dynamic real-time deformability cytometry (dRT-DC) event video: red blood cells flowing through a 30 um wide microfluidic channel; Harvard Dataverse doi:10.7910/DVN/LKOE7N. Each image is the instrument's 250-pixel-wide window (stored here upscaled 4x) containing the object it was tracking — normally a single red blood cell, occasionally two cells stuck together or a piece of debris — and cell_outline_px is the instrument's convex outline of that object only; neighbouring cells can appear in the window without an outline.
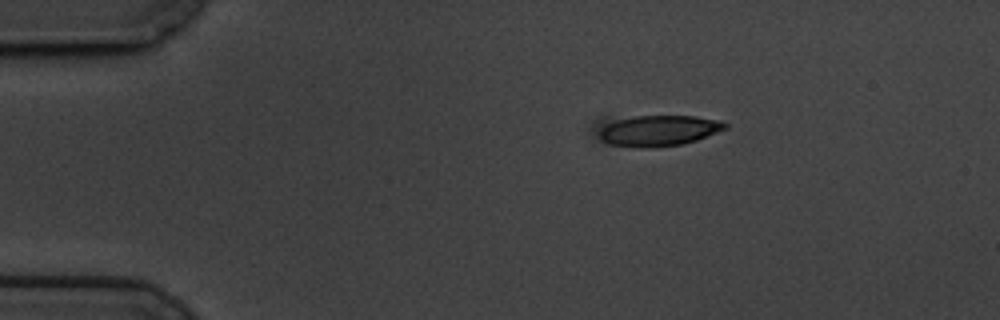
{"species": "common noctule bat (a hibernating species)", "species_latin": "Nyctalus noctula", "temperature_condition": "cold", "stored_images_in_passage": 49, "camera_frame_rate_fps": 3000, "um_per_image_px": 0.085, "animal": {"sex": "male", "body_mass_g": 19.5, "forearm_length_mm": 54.6}, "frame": {"image": 1, "passage_image": 1, "time_ms": 0.0, "image_size_px": [1000, 320], "cell_outline_px": [[728, 128], [696, 140], [684, 144], [640, 148], [608, 144], [596, 140], [588, 132], [588, 128], [600, 116], [696, 116], [720, 120], [728, 124]], "centroid_in_image_um": [55.52, 11.06], "position_along_channel_um": 29.5, "area_um2": 25.09}}
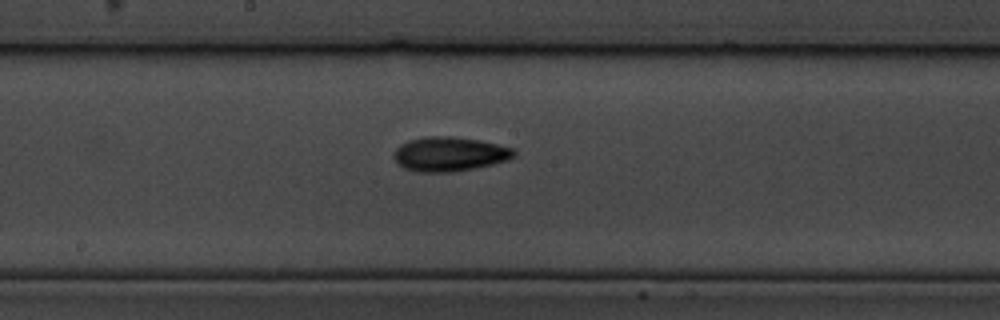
{"frame": {"image": 2, "passage_image": 22, "time_ms": 7.0, "image_size_px": [1000, 320], "cell_outline_px": [[516, 156], [508, 160], [492, 164], [452, 172], [416, 172], [404, 168], [396, 164], [392, 156], [396, 148], [400, 144], [408, 140], [424, 136], [452, 136], [480, 140], [512, 148], [516, 152]], "centroid_in_image_um": [38.15, 13.09], "position_along_channel_um": 210.0, "area_um2": 24.28}}
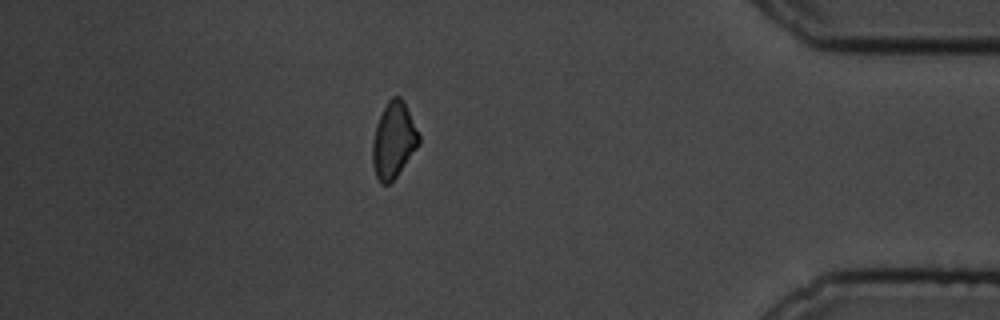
{"frame": {"image": 3, "passage_image": 42, "time_ms": 13.667, "image_size_px": [1000, 320], "cell_outline_px": [[420, 144], [396, 176], [388, 184], [380, 184], [376, 176], [372, 164], [372, 140], [376, 124], [388, 100], [392, 96], [400, 96], [420, 136]], "centroid_in_image_um": [33.43, 11.95], "position_along_channel_um": 401.8, "area_um2": 20.23}, "authors_computed_cell_mechanics": {"area_um2": 21.7906, "velocity_mm_per_s": 3.4329, "shape_relaxation_time_tau1_ms": 3.1392, "shape_relaxation_time_tau2_ms": 7.4814, "deformation_change_tau1": 0.1186, "deformation_change_tau2": 0.1204}}